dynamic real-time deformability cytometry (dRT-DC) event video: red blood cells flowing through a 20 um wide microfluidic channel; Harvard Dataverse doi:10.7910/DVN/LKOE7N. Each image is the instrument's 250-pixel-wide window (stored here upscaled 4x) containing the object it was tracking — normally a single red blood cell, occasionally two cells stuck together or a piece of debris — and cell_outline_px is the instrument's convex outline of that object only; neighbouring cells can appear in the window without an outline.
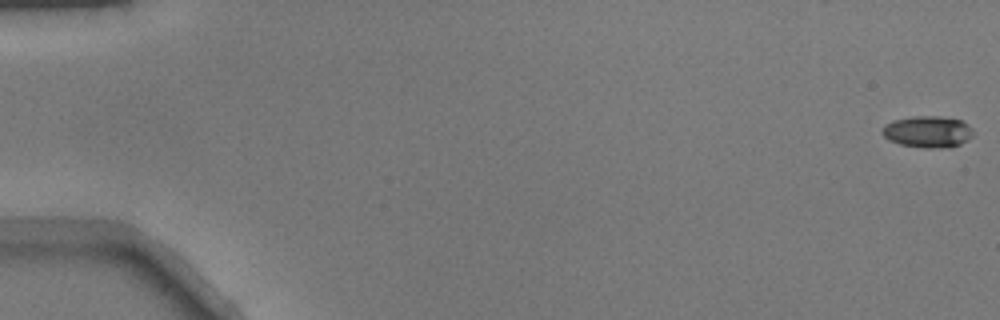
{"species": "common noctule bat (a hibernating species)", "species_latin": "Nyctalus noctula", "temperature_condition": "warm", "stored_images_in_passage": 46, "camera_frame_rate_fps": 3000, "um_per_image_px": 0.085, "animal": {"sex": "male", "body_mass_g": 17.9}, "frame": {"image": 1, "passage_image": 1, "time_ms": 0.0, "image_size_px": [1000, 320], "cell_outline_px": [[972, 136], [968, 140], [960, 144], [948, 148], [928, 148], [900, 144], [888, 140], [880, 132], [892, 120], [912, 116], [940, 116], [960, 120], [972, 132]], "centroid_in_image_um": [78.82, 11.2], "position_along_channel_um": 6.2, "area_um2": 16.53}}
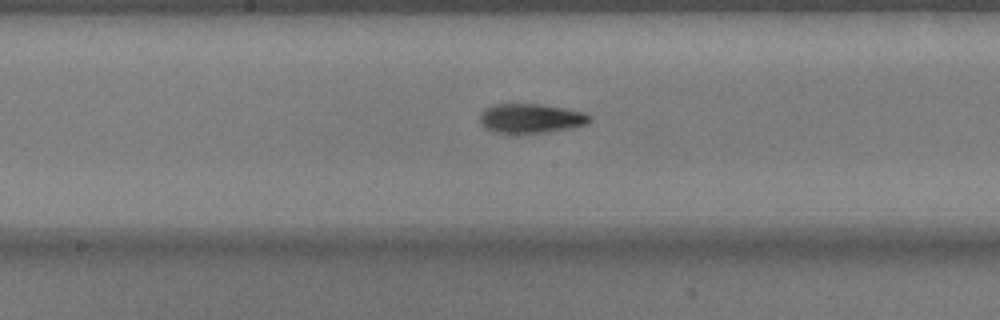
{"frame": {"image": 2, "passage_image": 28, "time_ms": 9.0, "image_size_px": [1000, 320], "cell_outline_px": [[592, 120], [588, 124], [568, 128], [544, 132], [492, 132], [484, 128], [480, 120], [480, 112], [484, 108], [492, 104], [540, 104], [564, 108], [584, 112], [592, 116]], "centroid_in_image_um": [45.11, 10.04], "position_along_channel_um": 203.1, "area_um2": 18.73}}
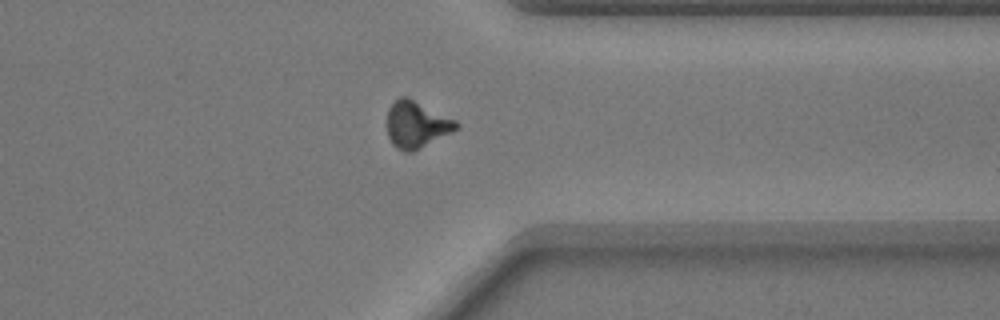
{"frame": {"image": 3, "passage_image": 41, "time_ms": 13.333, "image_size_px": [1000, 320], "cell_outline_px": [[460, 128], [412, 152], [404, 152], [396, 148], [392, 144], [388, 136], [388, 108], [400, 96], [408, 96], [456, 120], [460, 124]], "centroid_in_image_um": [35.42, 10.58], "position_along_channel_um": 376.0, "area_um2": 18.9}}